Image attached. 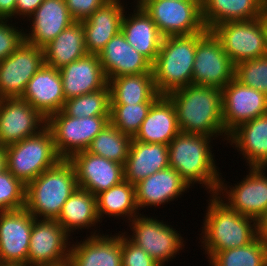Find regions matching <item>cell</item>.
<instances>
[{"label":"cell","instance_id":"37","mask_svg":"<svg viewBox=\"0 0 267 266\" xmlns=\"http://www.w3.org/2000/svg\"><path fill=\"white\" fill-rule=\"evenodd\" d=\"M62 111L75 118L110 116V87L67 99Z\"/></svg>","mask_w":267,"mask_h":266},{"label":"cell","instance_id":"44","mask_svg":"<svg viewBox=\"0 0 267 266\" xmlns=\"http://www.w3.org/2000/svg\"><path fill=\"white\" fill-rule=\"evenodd\" d=\"M44 0H16L14 14L29 15L32 18L34 11L42 4Z\"/></svg>","mask_w":267,"mask_h":266},{"label":"cell","instance_id":"29","mask_svg":"<svg viewBox=\"0 0 267 266\" xmlns=\"http://www.w3.org/2000/svg\"><path fill=\"white\" fill-rule=\"evenodd\" d=\"M245 155L250 167L267 166V114L249 120L228 136Z\"/></svg>","mask_w":267,"mask_h":266},{"label":"cell","instance_id":"21","mask_svg":"<svg viewBox=\"0 0 267 266\" xmlns=\"http://www.w3.org/2000/svg\"><path fill=\"white\" fill-rule=\"evenodd\" d=\"M250 173L244 180L231 188L228 203L231 209L243 216L259 222L267 214V176L262 167H250Z\"/></svg>","mask_w":267,"mask_h":266},{"label":"cell","instance_id":"6","mask_svg":"<svg viewBox=\"0 0 267 266\" xmlns=\"http://www.w3.org/2000/svg\"><path fill=\"white\" fill-rule=\"evenodd\" d=\"M6 152L7 169L25 186L61 160L46 126L34 136L7 145Z\"/></svg>","mask_w":267,"mask_h":266},{"label":"cell","instance_id":"45","mask_svg":"<svg viewBox=\"0 0 267 266\" xmlns=\"http://www.w3.org/2000/svg\"><path fill=\"white\" fill-rule=\"evenodd\" d=\"M16 0H0V19H7L14 16Z\"/></svg>","mask_w":267,"mask_h":266},{"label":"cell","instance_id":"32","mask_svg":"<svg viewBox=\"0 0 267 266\" xmlns=\"http://www.w3.org/2000/svg\"><path fill=\"white\" fill-rule=\"evenodd\" d=\"M110 104L155 103L162 95L156 89L152 73L111 78Z\"/></svg>","mask_w":267,"mask_h":266},{"label":"cell","instance_id":"11","mask_svg":"<svg viewBox=\"0 0 267 266\" xmlns=\"http://www.w3.org/2000/svg\"><path fill=\"white\" fill-rule=\"evenodd\" d=\"M44 64L43 48L24 40L0 61V99L21 98L30 79Z\"/></svg>","mask_w":267,"mask_h":266},{"label":"cell","instance_id":"16","mask_svg":"<svg viewBox=\"0 0 267 266\" xmlns=\"http://www.w3.org/2000/svg\"><path fill=\"white\" fill-rule=\"evenodd\" d=\"M69 161L76 171L78 186L97 195L124 179V165L87 151L74 154Z\"/></svg>","mask_w":267,"mask_h":266},{"label":"cell","instance_id":"23","mask_svg":"<svg viewBox=\"0 0 267 266\" xmlns=\"http://www.w3.org/2000/svg\"><path fill=\"white\" fill-rule=\"evenodd\" d=\"M170 167L168 145L132 139L124 164V179L136 185L157 171Z\"/></svg>","mask_w":267,"mask_h":266},{"label":"cell","instance_id":"47","mask_svg":"<svg viewBox=\"0 0 267 266\" xmlns=\"http://www.w3.org/2000/svg\"><path fill=\"white\" fill-rule=\"evenodd\" d=\"M259 19L262 22L263 28L265 30V36H266V41H267V0L264 2Z\"/></svg>","mask_w":267,"mask_h":266},{"label":"cell","instance_id":"36","mask_svg":"<svg viewBox=\"0 0 267 266\" xmlns=\"http://www.w3.org/2000/svg\"><path fill=\"white\" fill-rule=\"evenodd\" d=\"M212 266H267V244L258 235L251 243L217 252Z\"/></svg>","mask_w":267,"mask_h":266},{"label":"cell","instance_id":"20","mask_svg":"<svg viewBox=\"0 0 267 266\" xmlns=\"http://www.w3.org/2000/svg\"><path fill=\"white\" fill-rule=\"evenodd\" d=\"M59 72L66 100L98 91L108 84L98 54L87 53Z\"/></svg>","mask_w":267,"mask_h":266},{"label":"cell","instance_id":"48","mask_svg":"<svg viewBox=\"0 0 267 266\" xmlns=\"http://www.w3.org/2000/svg\"><path fill=\"white\" fill-rule=\"evenodd\" d=\"M7 169L6 146L0 145V173Z\"/></svg>","mask_w":267,"mask_h":266},{"label":"cell","instance_id":"3","mask_svg":"<svg viewBox=\"0 0 267 266\" xmlns=\"http://www.w3.org/2000/svg\"><path fill=\"white\" fill-rule=\"evenodd\" d=\"M211 136L180 132L168 145L169 165L189 184L204 183L213 194L224 190L210 152Z\"/></svg>","mask_w":267,"mask_h":266},{"label":"cell","instance_id":"2","mask_svg":"<svg viewBox=\"0 0 267 266\" xmlns=\"http://www.w3.org/2000/svg\"><path fill=\"white\" fill-rule=\"evenodd\" d=\"M78 187L73 164L61 159L26 185L25 209L35 219L38 215L42 219H57L64 203Z\"/></svg>","mask_w":267,"mask_h":266},{"label":"cell","instance_id":"31","mask_svg":"<svg viewBox=\"0 0 267 266\" xmlns=\"http://www.w3.org/2000/svg\"><path fill=\"white\" fill-rule=\"evenodd\" d=\"M266 0H202V18L211 31L222 22L259 18Z\"/></svg>","mask_w":267,"mask_h":266},{"label":"cell","instance_id":"22","mask_svg":"<svg viewBox=\"0 0 267 266\" xmlns=\"http://www.w3.org/2000/svg\"><path fill=\"white\" fill-rule=\"evenodd\" d=\"M119 1H108L89 18L81 21L85 31V47L90 54H99L121 31L124 8Z\"/></svg>","mask_w":267,"mask_h":266},{"label":"cell","instance_id":"35","mask_svg":"<svg viewBox=\"0 0 267 266\" xmlns=\"http://www.w3.org/2000/svg\"><path fill=\"white\" fill-rule=\"evenodd\" d=\"M132 139L109 122L91 141L86 151L124 165Z\"/></svg>","mask_w":267,"mask_h":266},{"label":"cell","instance_id":"7","mask_svg":"<svg viewBox=\"0 0 267 266\" xmlns=\"http://www.w3.org/2000/svg\"><path fill=\"white\" fill-rule=\"evenodd\" d=\"M163 37L207 31L202 18V0H139Z\"/></svg>","mask_w":267,"mask_h":266},{"label":"cell","instance_id":"5","mask_svg":"<svg viewBox=\"0 0 267 266\" xmlns=\"http://www.w3.org/2000/svg\"><path fill=\"white\" fill-rule=\"evenodd\" d=\"M196 33L163 37L152 75L160 95L192 84Z\"/></svg>","mask_w":267,"mask_h":266},{"label":"cell","instance_id":"4","mask_svg":"<svg viewBox=\"0 0 267 266\" xmlns=\"http://www.w3.org/2000/svg\"><path fill=\"white\" fill-rule=\"evenodd\" d=\"M214 195L207 210L202 242L210 259L219 251L245 246L259 235L255 219L239 214ZM252 220L255 221L253 226L250 224Z\"/></svg>","mask_w":267,"mask_h":266},{"label":"cell","instance_id":"34","mask_svg":"<svg viewBox=\"0 0 267 266\" xmlns=\"http://www.w3.org/2000/svg\"><path fill=\"white\" fill-rule=\"evenodd\" d=\"M96 203L99 219L102 214L111 216H122L125 214L134 218L137 213L135 211L138 209L135 185L123 180L110 189L97 194Z\"/></svg>","mask_w":267,"mask_h":266},{"label":"cell","instance_id":"24","mask_svg":"<svg viewBox=\"0 0 267 266\" xmlns=\"http://www.w3.org/2000/svg\"><path fill=\"white\" fill-rule=\"evenodd\" d=\"M179 133L175 106L166 95H162L151 106L133 139L142 143L169 145Z\"/></svg>","mask_w":267,"mask_h":266},{"label":"cell","instance_id":"41","mask_svg":"<svg viewBox=\"0 0 267 266\" xmlns=\"http://www.w3.org/2000/svg\"><path fill=\"white\" fill-rule=\"evenodd\" d=\"M121 236L122 266H160L142 248Z\"/></svg>","mask_w":267,"mask_h":266},{"label":"cell","instance_id":"13","mask_svg":"<svg viewBox=\"0 0 267 266\" xmlns=\"http://www.w3.org/2000/svg\"><path fill=\"white\" fill-rule=\"evenodd\" d=\"M267 114V96L233 78L222 89V118L229 135L241 124Z\"/></svg>","mask_w":267,"mask_h":266},{"label":"cell","instance_id":"14","mask_svg":"<svg viewBox=\"0 0 267 266\" xmlns=\"http://www.w3.org/2000/svg\"><path fill=\"white\" fill-rule=\"evenodd\" d=\"M35 218L25 209L0 212V263L27 265Z\"/></svg>","mask_w":267,"mask_h":266},{"label":"cell","instance_id":"33","mask_svg":"<svg viewBox=\"0 0 267 266\" xmlns=\"http://www.w3.org/2000/svg\"><path fill=\"white\" fill-rule=\"evenodd\" d=\"M98 219L96 196L78 187L64 203L56 221L70 233L73 228L90 227Z\"/></svg>","mask_w":267,"mask_h":266},{"label":"cell","instance_id":"1","mask_svg":"<svg viewBox=\"0 0 267 266\" xmlns=\"http://www.w3.org/2000/svg\"><path fill=\"white\" fill-rule=\"evenodd\" d=\"M174 104L180 132L204 136L225 133L222 89L187 85L166 95Z\"/></svg>","mask_w":267,"mask_h":266},{"label":"cell","instance_id":"9","mask_svg":"<svg viewBox=\"0 0 267 266\" xmlns=\"http://www.w3.org/2000/svg\"><path fill=\"white\" fill-rule=\"evenodd\" d=\"M235 65L212 31L196 33L192 84L223 89L233 78Z\"/></svg>","mask_w":267,"mask_h":266},{"label":"cell","instance_id":"50","mask_svg":"<svg viewBox=\"0 0 267 266\" xmlns=\"http://www.w3.org/2000/svg\"><path fill=\"white\" fill-rule=\"evenodd\" d=\"M59 266H70L68 263H65L63 265H59Z\"/></svg>","mask_w":267,"mask_h":266},{"label":"cell","instance_id":"8","mask_svg":"<svg viewBox=\"0 0 267 266\" xmlns=\"http://www.w3.org/2000/svg\"><path fill=\"white\" fill-rule=\"evenodd\" d=\"M110 116L75 118L62 110L46 119V127L53 136L54 146L61 159L86 151L91 141L110 122Z\"/></svg>","mask_w":267,"mask_h":266},{"label":"cell","instance_id":"12","mask_svg":"<svg viewBox=\"0 0 267 266\" xmlns=\"http://www.w3.org/2000/svg\"><path fill=\"white\" fill-rule=\"evenodd\" d=\"M67 240L68 233L56 219H35L30 235L27 265L59 266L68 263L70 250L66 247Z\"/></svg>","mask_w":267,"mask_h":266},{"label":"cell","instance_id":"40","mask_svg":"<svg viewBox=\"0 0 267 266\" xmlns=\"http://www.w3.org/2000/svg\"><path fill=\"white\" fill-rule=\"evenodd\" d=\"M26 186L8 170L0 173V212L25 208Z\"/></svg>","mask_w":267,"mask_h":266},{"label":"cell","instance_id":"46","mask_svg":"<svg viewBox=\"0 0 267 266\" xmlns=\"http://www.w3.org/2000/svg\"><path fill=\"white\" fill-rule=\"evenodd\" d=\"M259 236L267 244V214L258 222Z\"/></svg>","mask_w":267,"mask_h":266},{"label":"cell","instance_id":"42","mask_svg":"<svg viewBox=\"0 0 267 266\" xmlns=\"http://www.w3.org/2000/svg\"><path fill=\"white\" fill-rule=\"evenodd\" d=\"M0 19V61L10 56L23 42L24 34Z\"/></svg>","mask_w":267,"mask_h":266},{"label":"cell","instance_id":"49","mask_svg":"<svg viewBox=\"0 0 267 266\" xmlns=\"http://www.w3.org/2000/svg\"><path fill=\"white\" fill-rule=\"evenodd\" d=\"M0 266H28V265H23V264H1Z\"/></svg>","mask_w":267,"mask_h":266},{"label":"cell","instance_id":"25","mask_svg":"<svg viewBox=\"0 0 267 266\" xmlns=\"http://www.w3.org/2000/svg\"><path fill=\"white\" fill-rule=\"evenodd\" d=\"M32 15V32L29 36L24 33V39L27 43L41 48L75 22L64 0H44Z\"/></svg>","mask_w":267,"mask_h":266},{"label":"cell","instance_id":"43","mask_svg":"<svg viewBox=\"0 0 267 266\" xmlns=\"http://www.w3.org/2000/svg\"><path fill=\"white\" fill-rule=\"evenodd\" d=\"M72 19L81 22L89 18L109 0H64Z\"/></svg>","mask_w":267,"mask_h":266},{"label":"cell","instance_id":"28","mask_svg":"<svg viewBox=\"0 0 267 266\" xmlns=\"http://www.w3.org/2000/svg\"><path fill=\"white\" fill-rule=\"evenodd\" d=\"M137 13L132 18L123 16L121 32L127 42L151 63L155 61L159 53L163 36L150 16L138 4Z\"/></svg>","mask_w":267,"mask_h":266},{"label":"cell","instance_id":"30","mask_svg":"<svg viewBox=\"0 0 267 266\" xmlns=\"http://www.w3.org/2000/svg\"><path fill=\"white\" fill-rule=\"evenodd\" d=\"M44 63L56 69L68 65L88 52L82 22H73L56 38L43 47Z\"/></svg>","mask_w":267,"mask_h":266},{"label":"cell","instance_id":"38","mask_svg":"<svg viewBox=\"0 0 267 266\" xmlns=\"http://www.w3.org/2000/svg\"><path fill=\"white\" fill-rule=\"evenodd\" d=\"M154 103L110 104V123L122 133L134 137Z\"/></svg>","mask_w":267,"mask_h":266},{"label":"cell","instance_id":"10","mask_svg":"<svg viewBox=\"0 0 267 266\" xmlns=\"http://www.w3.org/2000/svg\"><path fill=\"white\" fill-rule=\"evenodd\" d=\"M211 31L234 65L267 55L265 30L259 18L222 22Z\"/></svg>","mask_w":267,"mask_h":266},{"label":"cell","instance_id":"19","mask_svg":"<svg viewBox=\"0 0 267 266\" xmlns=\"http://www.w3.org/2000/svg\"><path fill=\"white\" fill-rule=\"evenodd\" d=\"M98 55L107 81L124 75L152 73V63L127 42L121 31Z\"/></svg>","mask_w":267,"mask_h":266},{"label":"cell","instance_id":"27","mask_svg":"<svg viewBox=\"0 0 267 266\" xmlns=\"http://www.w3.org/2000/svg\"><path fill=\"white\" fill-rule=\"evenodd\" d=\"M189 188V184L171 167L157 171L135 185L137 206H155L172 201Z\"/></svg>","mask_w":267,"mask_h":266},{"label":"cell","instance_id":"15","mask_svg":"<svg viewBox=\"0 0 267 266\" xmlns=\"http://www.w3.org/2000/svg\"><path fill=\"white\" fill-rule=\"evenodd\" d=\"M41 123L45 124L38 129ZM45 126L46 118L22 98L0 99V145L7 146L34 136Z\"/></svg>","mask_w":267,"mask_h":266},{"label":"cell","instance_id":"17","mask_svg":"<svg viewBox=\"0 0 267 266\" xmlns=\"http://www.w3.org/2000/svg\"><path fill=\"white\" fill-rule=\"evenodd\" d=\"M132 224L135 234L129 240L142 248L160 266L183 246L182 237L163 222L136 216L132 219Z\"/></svg>","mask_w":267,"mask_h":266},{"label":"cell","instance_id":"18","mask_svg":"<svg viewBox=\"0 0 267 266\" xmlns=\"http://www.w3.org/2000/svg\"><path fill=\"white\" fill-rule=\"evenodd\" d=\"M21 98L46 119L61 111L66 99L59 70L44 64L30 79Z\"/></svg>","mask_w":267,"mask_h":266},{"label":"cell","instance_id":"39","mask_svg":"<svg viewBox=\"0 0 267 266\" xmlns=\"http://www.w3.org/2000/svg\"><path fill=\"white\" fill-rule=\"evenodd\" d=\"M234 78L267 96V55L235 65Z\"/></svg>","mask_w":267,"mask_h":266},{"label":"cell","instance_id":"26","mask_svg":"<svg viewBox=\"0 0 267 266\" xmlns=\"http://www.w3.org/2000/svg\"><path fill=\"white\" fill-rule=\"evenodd\" d=\"M69 253L70 266H122L121 234L110 238L93 234Z\"/></svg>","mask_w":267,"mask_h":266}]
</instances>
